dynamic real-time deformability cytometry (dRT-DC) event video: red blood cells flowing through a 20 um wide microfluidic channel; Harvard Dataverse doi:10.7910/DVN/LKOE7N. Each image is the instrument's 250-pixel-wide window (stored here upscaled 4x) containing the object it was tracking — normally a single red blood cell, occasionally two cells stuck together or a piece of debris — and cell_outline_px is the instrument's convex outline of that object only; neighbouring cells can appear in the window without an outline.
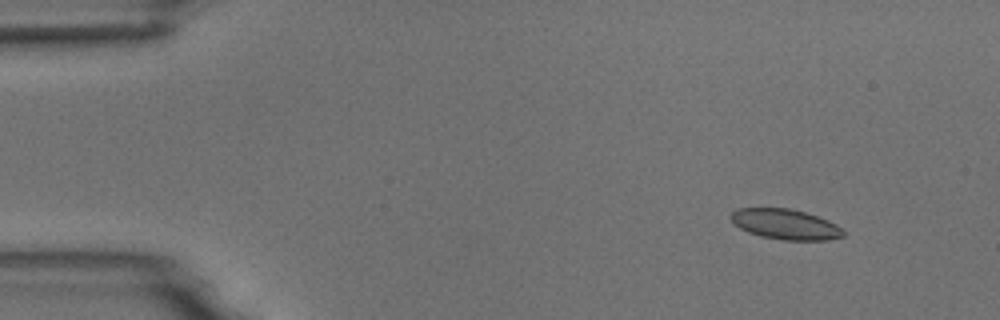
{"species": "common noctule bat (a hibernating species)", "species_latin": "Nyctalus noctula", "temperature_condition": "room temperature", "stored_images_in_passage": 5, "camera_frame_rate_fps": 3000, "um_per_image_px": 0.085, "animal": {"sex": "male", "body_mass_g": 18.8}, "frame": {"image": 1, "passage_image": 2, "time_ms": 1.333, "image_size_px": [1000, 320], "cell_outline_px": [[844, 236], [828, 240], [784, 240], [760, 236], [748, 232], [740, 228], [728, 216], [736, 208], [792, 208], [828, 220], [836, 224], [844, 232]], "centroid_in_image_um": [66.74, 19.06], "position_along_channel_um": 18.3, "area_um2": 19.83}}
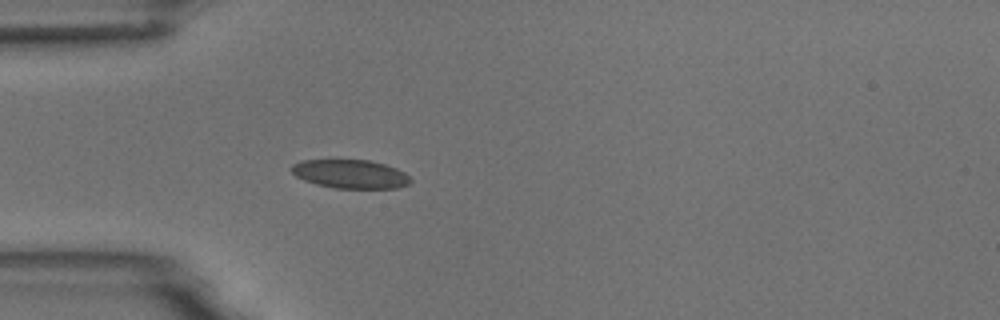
{"frame": {"image": 2, "passage_image": 5, "time_ms": 4.667, "image_size_px": [1000, 320], "cell_outline_px": [[412, 180], [408, 184], [396, 188], [336, 188], [316, 184], [304, 180], [296, 176], [288, 168], [292, 164], [300, 160], [368, 160], [384, 164], [396, 168], [404, 172]], "centroid_in_image_um": [29.74, 14.78], "position_along_channel_um": 55.3, "area_um2": 19.88}}